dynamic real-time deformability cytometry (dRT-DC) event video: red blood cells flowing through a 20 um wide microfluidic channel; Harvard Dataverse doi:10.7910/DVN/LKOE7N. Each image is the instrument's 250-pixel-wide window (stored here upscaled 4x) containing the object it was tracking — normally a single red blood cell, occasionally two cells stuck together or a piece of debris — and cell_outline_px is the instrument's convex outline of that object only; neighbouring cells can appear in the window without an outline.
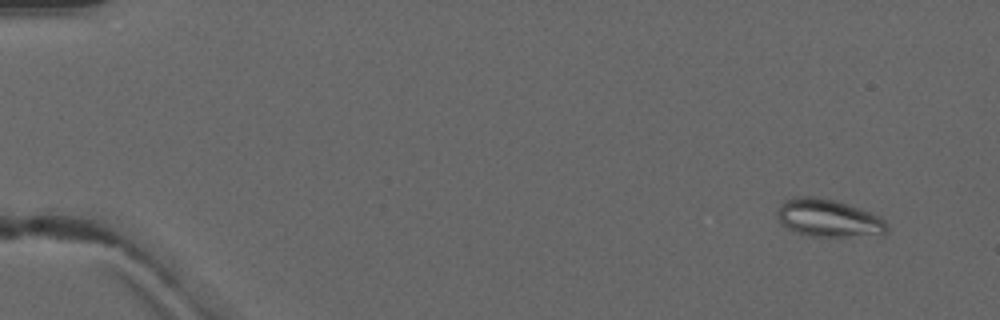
{"species": "common noctule bat (a hibernating species)", "species_latin": "Nyctalus noctula", "temperature_condition": "warm", "stored_images_in_passage": 3, "camera_frame_rate_fps": 3000, "um_per_image_px": 0.085, "animal": {"sex": "male", "forearm_length_mm": 52.5}, "frame": {"image": 1, "passage_image": 1, "time_ms": 0.0, "image_size_px": [1000, 320], "cell_outline_px": [[888, 232], [880, 236], [808, 236], [796, 232], [780, 224], [776, 216], [776, 212], [780, 204], [784, 200], [792, 196], [816, 196], [836, 200], [880, 216], [884, 220], [888, 228]], "centroid_in_image_um": [70.4, 18.53], "position_along_channel_um": 14.6, "area_um2": 24.51}}